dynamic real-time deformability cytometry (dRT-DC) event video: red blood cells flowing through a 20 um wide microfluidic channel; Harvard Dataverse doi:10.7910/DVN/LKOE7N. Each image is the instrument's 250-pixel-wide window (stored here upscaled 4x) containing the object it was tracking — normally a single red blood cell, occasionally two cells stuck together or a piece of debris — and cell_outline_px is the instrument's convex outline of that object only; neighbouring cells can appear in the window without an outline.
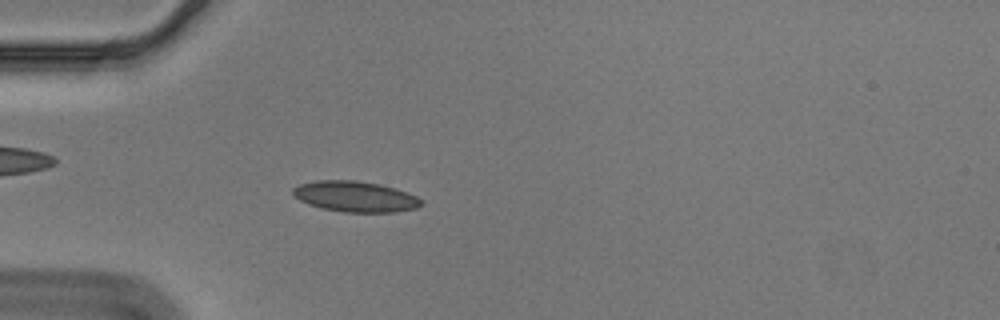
{"species": "Egyptian fruit bat (a non-hibernating species)", "species_latin": "Rousettus aegyptiacus", "temperature_condition": "cold", "stored_images_in_passage": 56, "camera_frame_rate_fps": 3000, "um_per_image_px": 0.085, "animal": {"sex": "male"}, "frame": {"image": 1, "passage_image": 16, "time_ms": 5.0, "image_size_px": [1000, 320], "cell_outline_px": [[424, 204], [416, 208], [396, 212], [344, 212], [320, 208], [308, 204], [292, 196], [292, 188], [300, 184], [316, 180], [356, 180], [380, 184], [396, 188], [416, 196], [424, 200]], "centroid_in_image_um": [30.2, 16.7], "position_along_channel_um": 54.8, "area_um2": 23.24}}
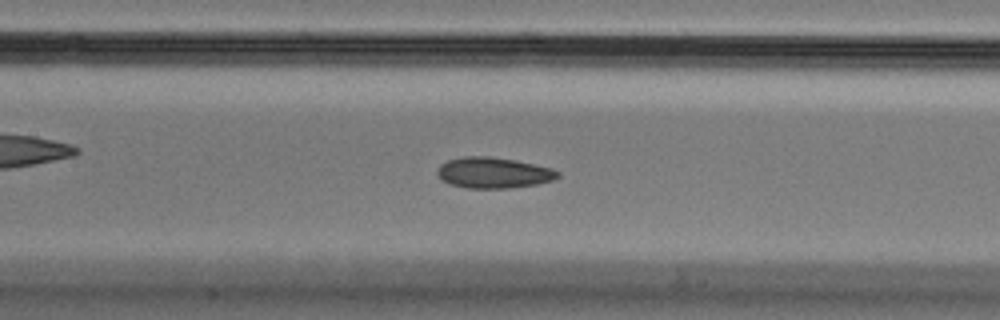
{"frame": {"image": 2, "passage_image": 26, "time_ms": 8.333, "image_size_px": [1000, 320], "cell_outline_px": [[560, 176], [552, 180], [536, 184], [512, 188], [468, 188], [448, 184], [440, 180], [436, 172], [440, 164], [448, 160], [464, 156], [492, 156], [516, 160], [536, 164], [552, 168], [560, 172]], "centroid_in_image_um": [41.93, 14.68], "position_along_channel_um": 165.5, "area_um2": 21.96}}
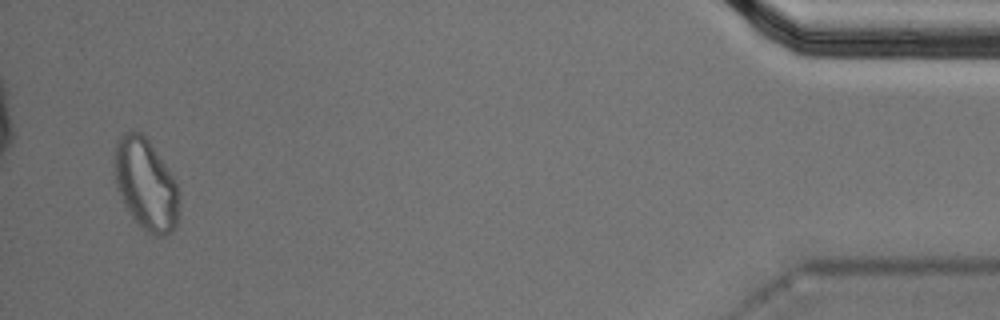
{"frame": {"image": 3, "passage_image": 54, "time_ms": 17.667, "image_size_px": [1000, 320], "cell_outline_px": [[180, 196], [176, 224], [172, 232], [164, 236], [152, 236], [132, 216], [124, 204], [116, 188], [112, 164], [112, 160], [116, 140], [124, 132], [132, 128], [140, 132], [148, 140], [176, 180]], "centroid_in_image_um": [12.36, 15.62], "position_along_channel_um": 422.8, "area_um2": 34.97}, "authors_computed_cell_mechanics": {"area_um2": 21.5883, "velocity_mm_per_s": 3.5503, "shape_relaxation_time_tau1_ms": null, "shape_relaxation_time_tau2_ms": 4.0416, "deformation_change_tau1": null, "deformation_change_tau2": 0.0852}}